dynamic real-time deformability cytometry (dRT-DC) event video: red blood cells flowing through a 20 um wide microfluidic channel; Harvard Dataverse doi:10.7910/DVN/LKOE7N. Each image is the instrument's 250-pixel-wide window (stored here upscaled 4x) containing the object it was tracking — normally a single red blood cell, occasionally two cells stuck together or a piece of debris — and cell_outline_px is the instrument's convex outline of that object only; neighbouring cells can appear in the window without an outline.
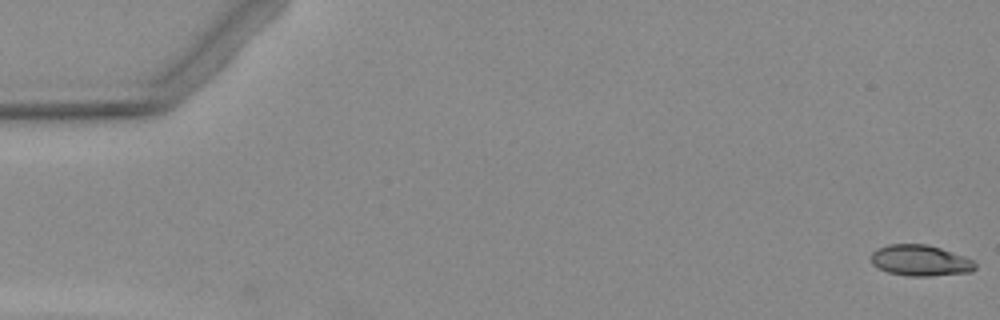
{"species": "Egyptian fruit bat (a non-hibernating species)", "species_latin": "Rousettus aegyptiacus", "temperature_condition": "warm", "stored_images_in_passage": 5, "segment_of_instrument_passage": [1, 2], "camera_frame_rate_fps": 3000, "um_per_image_px": 0.085, "animal": {"sex": "female"}, "frame": {"image": 1, "passage_image": 1, "time_ms": 0.0, "image_size_px": [1000, 320], "cell_outline_px": [[976, 268], [972, 272], [932, 276], [908, 276], [888, 272], [876, 268], [872, 264], [872, 252], [876, 248], [888, 244], [928, 244], [964, 256], [972, 260], [976, 264]], "centroid_in_image_um": [78.21, 22.14], "position_along_channel_um": 6.8, "area_um2": 18.96}}
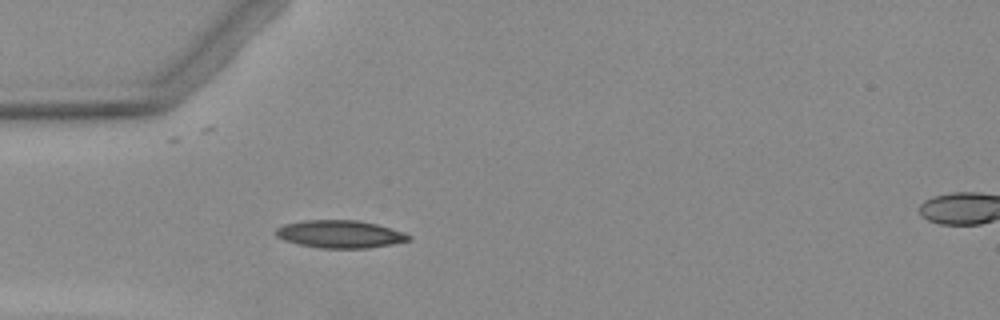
{"frame": {"image": 2, "passage_image": 4, "time_ms": 5.0, "image_size_px": [1000, 320], "cell_outline_px": [[412, 240], [392, 244], [368, 248], [320, 248], [300, 244], [284, 240], [276, 236], [272, 232], [276, 228], [284, 224], [304, 220], [356, 220], [376, 224], [412, 236]], "centroid_in_image_um": [28.85, 19.9], "position_along_channel_um": 56.1, "area_um2": 21.33}}